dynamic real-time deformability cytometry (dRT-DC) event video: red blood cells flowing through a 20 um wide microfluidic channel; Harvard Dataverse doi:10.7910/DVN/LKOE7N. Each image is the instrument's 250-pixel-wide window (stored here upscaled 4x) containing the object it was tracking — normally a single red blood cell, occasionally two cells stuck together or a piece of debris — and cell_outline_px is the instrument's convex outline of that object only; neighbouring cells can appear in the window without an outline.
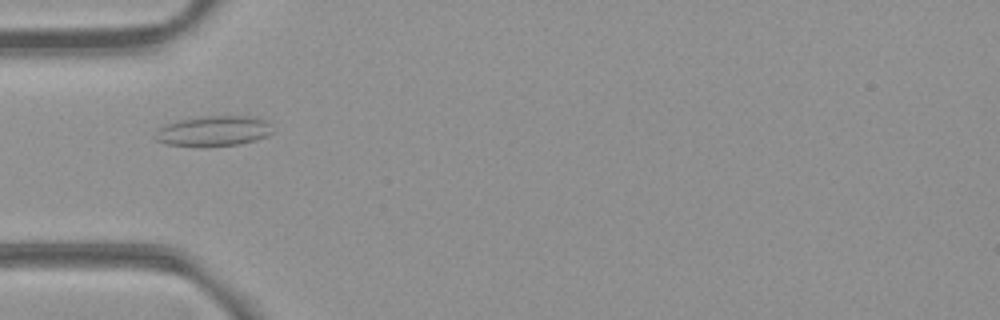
{"species": "common noctule bat (a hibernating species)", "species_latin": "Nyctalus noctula", "temperature_condition": "room temperature", "stored_images_in_passage": 17, "camera_frame_rate_fps": 3000, "um_per_image_px": 0.085, "animal": {"sex": "female", "body_mass_g": 21.9}, "frame": {"image": 1, "passage_image": 7, "time_ms": 2.0, "image_size_px": [1000, 320], "cell_outline_px": [[272, 132], [268, 136], [256, 140], [240, 144], [168, 144], [156, 140], [152, 136], [156, 128], [164, 124], [180, 120], [200, 116], [252, 116], [264, 120], [268, 124]], "centroid_in_image_um": [18.11, 11.09], "position_along_channel_um": 66.9, "area_um2": 20.17}}
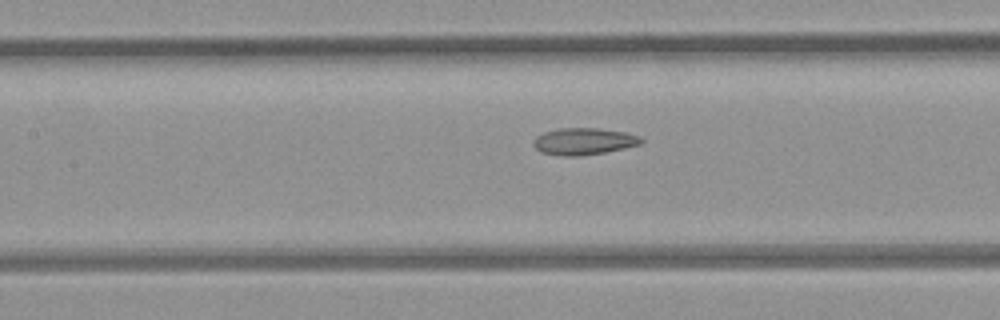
{"frame": {"image": 2, "passage_image": 14, "time_ms": 4.333, "image_size_px": [1000, 320], "cell_outline_px": [[644, 140], [640, 144], [624, 148], [604, 152], [580, 156], [560, 156], [540, 152], [532, 144], [532, 140], [536, 136], [544, 132], [560, 128], [596, 128], [628, 132], [640, 136]], "centroid_in_image_um": [49.6, 12.01], "position_along_channel_um": 157.8, "area_um2": 16.99}}
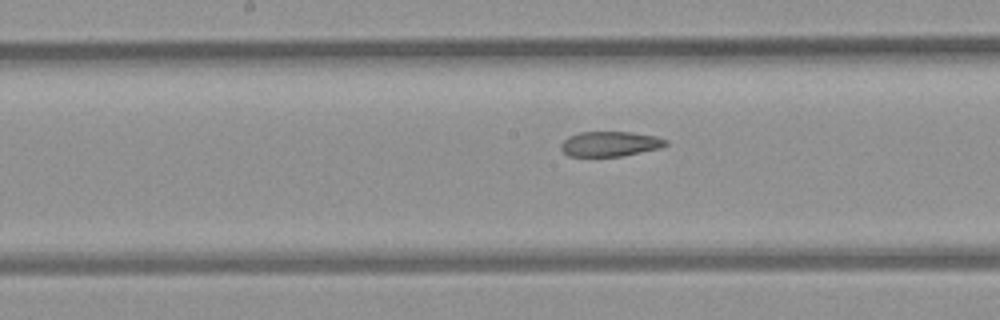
{"frame": {"image": 3, "passage_image": 17, "time_ms": 5.333, "image_size_px": [1000, 320], "cell_outline_px": [[668, 144], [660, 148], [624, 156], [568, 156], [560, 148], [560, 144], [568, 136], [580, 132], [632, 132], [656, 136], [668, 140]], "centroid_in_image_um": [51.86, 12.23], "position_along_channel_um": 196.3, "area_um2": 15.37}}